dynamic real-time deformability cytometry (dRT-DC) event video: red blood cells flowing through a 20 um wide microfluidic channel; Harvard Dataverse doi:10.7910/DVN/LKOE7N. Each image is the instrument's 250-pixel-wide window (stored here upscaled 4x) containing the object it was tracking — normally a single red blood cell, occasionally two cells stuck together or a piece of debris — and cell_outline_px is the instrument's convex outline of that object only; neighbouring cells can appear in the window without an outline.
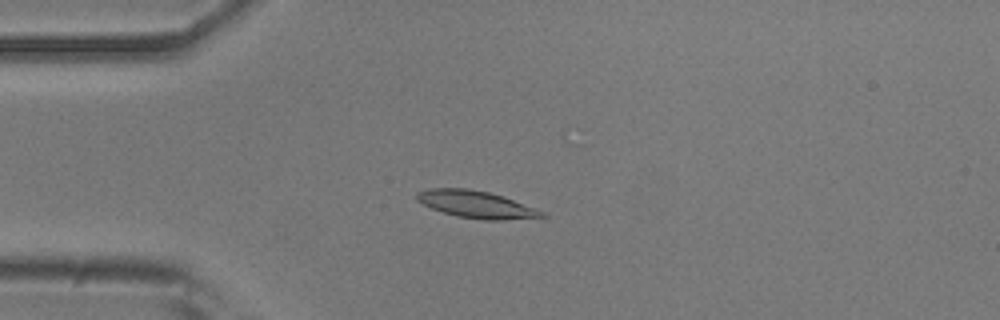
{"species": "common noctule bat (a hibernating species)", "species_latin": "Nyctalus noctula", "temperature_condition": "room temperature", "stored_images_in_passage": 44, "camera_frame_rate_fps": 3000, "um_per_image_px": 0.085, "animal": {"sex": "male", "body_mass_g": 20.5, "forearm_length_mm": 52.5}, "frame": {"image": 1, "passage_image": 14, "time_ms": 4.333, "image_size_px": [1000, 320], "cell_outline_px": [[548, 216], [500, 220], [484, 220], [456, 216], [432, 208], [416, 200], [416, 192], [428, 188], [468, 188], [488, 192], [504, 196], [536, 208], [544, 212]], "centroid_in_image_um": [40.47, 17.36], "position_along_channel_um": 44.5, "area_um2": 19.77}}
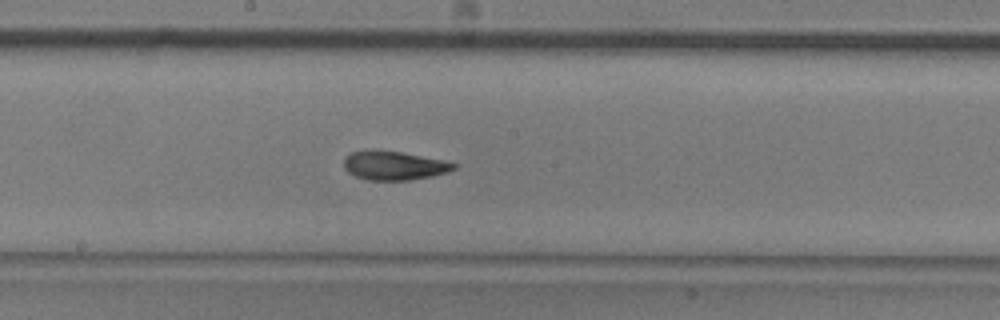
{"frame": {"image": 2, "passage_image": 29, "time_ms": 9.333, "image_size_px": [1000, 320], "cell_outline_px": [[460, 164], [456, 168], [448, 172], [432, 176], [408, 180], [368, 180], [356, 176], [348, 172], [344, 168], [344, 160], [352, 152], [400, 152]], "centroid_in_image_um": [33.54, 14.11], "position_along_channel_um": 214.7, "area_um2": 17.8}}
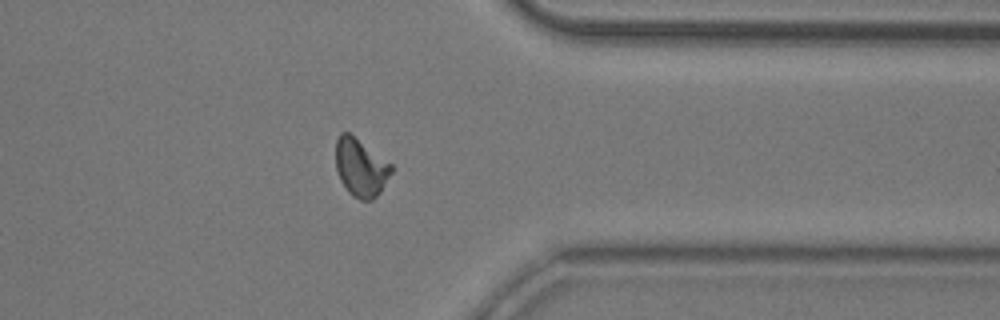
{"frame": {"image": 3, "passage_image": 43, "time_ms": 14.0, "image_size_px": [1000, 320], "cell_outline_px": [[392, 172], [380, 192], [372, 200], [360, 200], [352, 196], [348, 192], [340, 180], [336, 168], [336, 140], [340, 132], [348, 132], [392, 164]], "centroid_in_image_um": [30.65, 14.25], "position_along_channel_um": 380.8, "area_um2": 18.67}}